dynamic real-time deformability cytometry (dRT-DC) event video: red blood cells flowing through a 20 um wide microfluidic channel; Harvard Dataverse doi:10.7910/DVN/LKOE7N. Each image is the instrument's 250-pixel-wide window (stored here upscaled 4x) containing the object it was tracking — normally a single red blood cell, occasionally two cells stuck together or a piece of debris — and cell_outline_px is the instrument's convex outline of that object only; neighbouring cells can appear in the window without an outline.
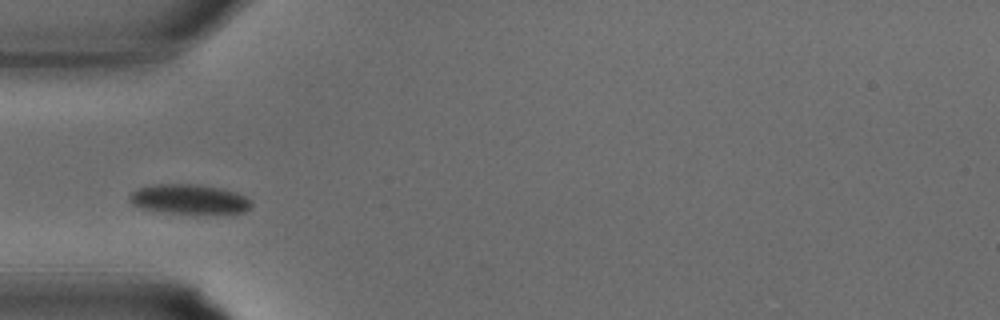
{"species": "common noctule bat (a hibernating species)", "species_latin": "Nyctalus noctula", "temperature_condition": "warm", "stored_images_in_passage": 21, "camera_frame_rate_fps": 3000, "um_per_image_px": 0.085, "animal": {"sex": "male", "body_mass_g": 15.6}, "frame": {"image": 1, "passage_image": 1, "time_ms": 0.0, "image_size_px": [1000, 320], "cell_outline_px": [[252, 204], [244, 212], [164, 212], [140, 208], [132, 204], [128, 200], [128, 196], [136, 188], [156, 184], [196, 184], [224, 188], [236, 192], [252, 200]], "centroid_in_image_um": [16.03, 16.9], "position_along_channel_um": 69.0, "area_um2": 20.81}}
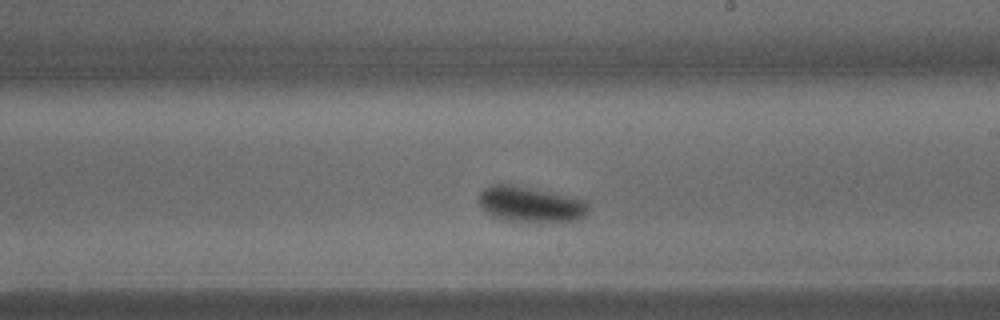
{"frame": {"image": 2, "passage_image": 10, "time_ms": 3.0, "image_size_px": [1000, 320], "cell_outline_px": [[588, 212], [580, 220], [520, 224], [504, 220], [492, 216], [480, 204], [480, 192], [484, 188], [492, 184], [508, 184], [588, 200]], "centroid_in_image_um": [45.12, 17.42], "position_along_channel_um": 243.9, "area_um2": 23.0}}
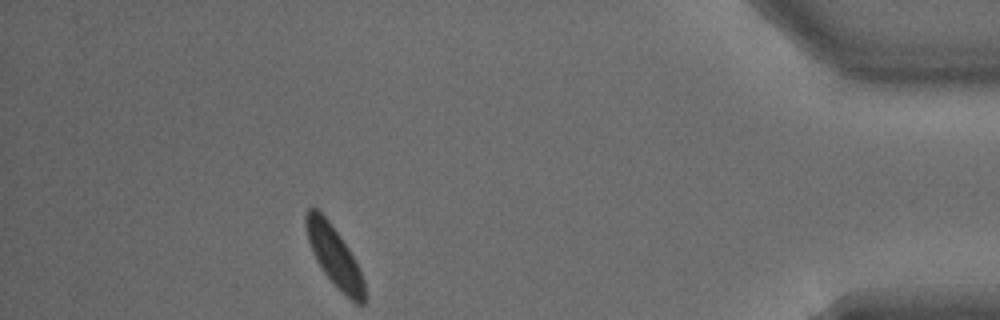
{"frame": {"image": 3, "passage_image": 21, "time_ms": 6.667, "image_size_px": [1000, 320], "cell_outline_px": [[364, 304], [356, 304], [340, 292], [324, 272], [316, 260], [312, 252], [308, 240], [304, 224], [304, 216], [308, 208], [316, 208], [328, 220], [340, 236], [348, 248], [364, 280]], "centroid_in_image_um": [28.38, 21.77], "position_along_channel_um": 406.8, "area_um2": 20.23}}